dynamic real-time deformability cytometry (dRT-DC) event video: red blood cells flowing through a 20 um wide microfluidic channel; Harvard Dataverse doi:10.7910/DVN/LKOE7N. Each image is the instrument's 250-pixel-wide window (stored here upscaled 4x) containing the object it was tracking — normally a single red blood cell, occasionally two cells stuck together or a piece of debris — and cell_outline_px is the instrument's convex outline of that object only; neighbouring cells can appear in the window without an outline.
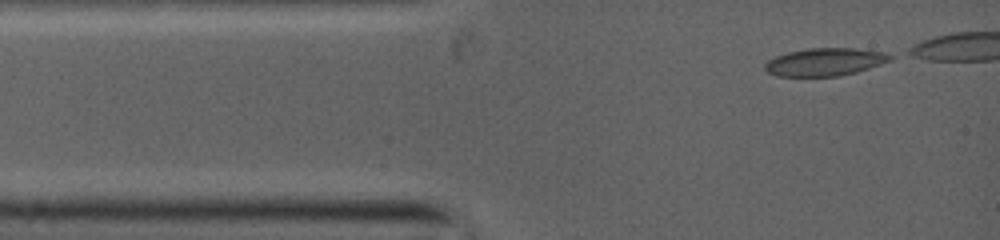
{"species": "common noctule bat (a hibernating species)", "species_latin": "Nyctalus noctula", "temperature_condition": "warm", "stored_images_in_passage": 16, "camera_frame_rate_fps": 5000, "um_per_image_px": 0.085, "animal": {"sex": "female", "body_mass_g": 19.0, "forearm_length_mm": 53.3}, "frame": {"image": 1, "passage_image": 1, "time_ms": 0.0, "image_size_px": [1000, 240], "cell_outline_px": [[892, 60], [856, 72], [836, 76], [776, 76], [768, 72], [764, 68], [764, 64], [768, 60], [776, 56], [788, 52], [808, 48], [852, 48], [880, 52], [892, 56]], "centroid_in_image_um": [70.07, 5.27], "position_along_channel_um": 14.9, "area_um2": 20.0}}
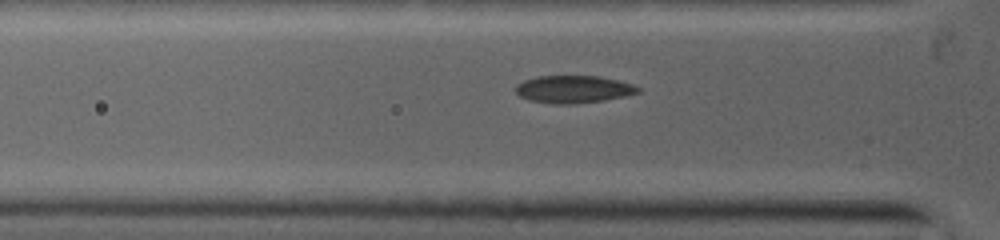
{"frame": {"image": 2, "passage_image": 10, "time_ms": 2.2, "image_size_px": [1000, 240], "cell_outline_px": [[640, 92], [600, 100], [564, 104], [560, 104], [528, 100], [520, 96], [516, 92], [516, 84], [524, 80], [540, 76], [596, 76], [616, 80], [632, 84], [640, 88]], "centroid_in_image_um": [48.69, 7.57], "position_along_channel_um": 77.1, "area_um2": 19.02}}
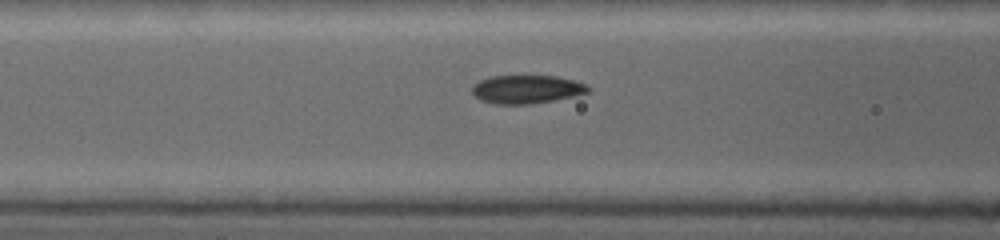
{"frame": {"image": 3, "passage_image": 14, "time_ms": 3.2, "image_size_px": [1000, 240], "cell_outline_px": [[588, 92], [552, 100], [524, 104], [500, 104], [484, 100], [476, 96], [472, 92], [472, 88], [480, 80], [492, 76], [552, 76], [572, 80], [584, 84], [588, 88]], "centroid_in_image_um": [44.73, 7.58], "position_along_channel_um": 121.9, "area_um2": 18.38}}